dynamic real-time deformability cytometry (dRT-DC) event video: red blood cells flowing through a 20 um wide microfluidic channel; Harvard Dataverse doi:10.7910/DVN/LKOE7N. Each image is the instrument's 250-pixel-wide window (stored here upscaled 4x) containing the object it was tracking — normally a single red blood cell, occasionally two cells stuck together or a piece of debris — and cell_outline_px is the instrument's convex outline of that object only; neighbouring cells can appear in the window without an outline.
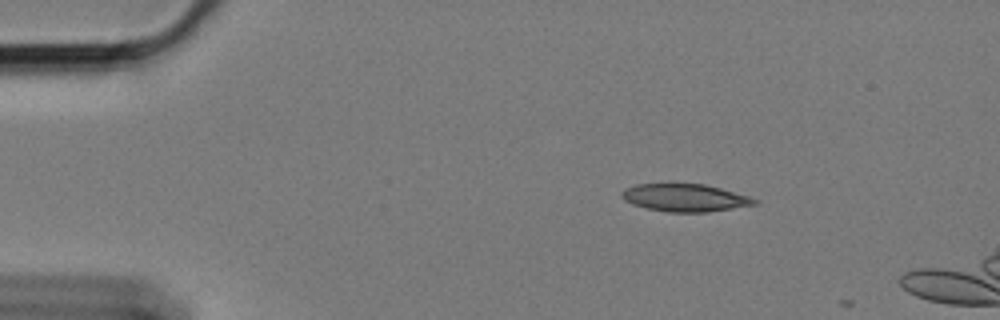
{"species": "Egyptian fruit bat (a non-hibernating species)", "species_latin": "Rousettus aegyptiacus", "temperature_condition": "cold", "stored_images_in_passage": 3, "camera_frame_rate_fps": 3000, "um_per_image_px": 0.085, "animal": {"sex": "female"}, "frame": {"image": 1, "passage_image": 1, "time_ms": 0.0, "image_size_px": [1000, 320], "cell_outline_px": [[760, 204], [708, 212], [668, 212], [648, 208], [632, 204], [624, 200], [620, 196], [620, 192], [624, 188], [636, 184], [704, 184], [720, 188], [748, 196], [760, 200]], "centroid_in_image_um": [58.23, 16.81], "position_along_channel_um": 26.8, "area_um2": 21.44}}